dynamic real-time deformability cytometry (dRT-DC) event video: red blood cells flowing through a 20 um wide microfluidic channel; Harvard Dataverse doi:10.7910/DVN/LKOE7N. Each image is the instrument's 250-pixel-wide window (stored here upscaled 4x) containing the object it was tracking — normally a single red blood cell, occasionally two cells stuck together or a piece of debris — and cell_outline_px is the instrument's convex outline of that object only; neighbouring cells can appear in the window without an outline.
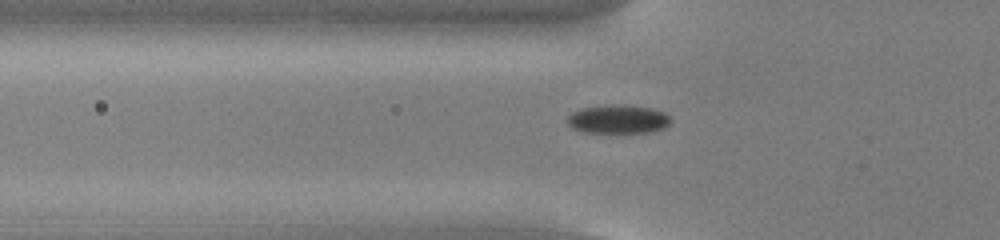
{"species": "common noctule bat (a hibernating species)", "species_latin": "Nyctalus noctula", "temperature_condition": "cold", "stored_images_in_passage": 55, "camera_frame_rate_fps": 3000, "um_per_image_px": 0.085, "animal": {"sex": "male", "body_mass_g": 13.0, "forearm_length_mm": 53.1}, "frame": {"image": 1, "passage_image": 20, "time_ms": 6.333, "image_size_px": [1000, 240], "cell_outline_px": [[672, 120], [664, 128], [648, 132], [584, 132], [572, 128], [568, 124], [568, 116], [572, 112], [580, 108], [624, 104], [652, 108], [664, 112]], "centroid_in_image_um": [52.54, 10.12], "position_along_channel_um": 73.3, "area_um2": 17.11}}
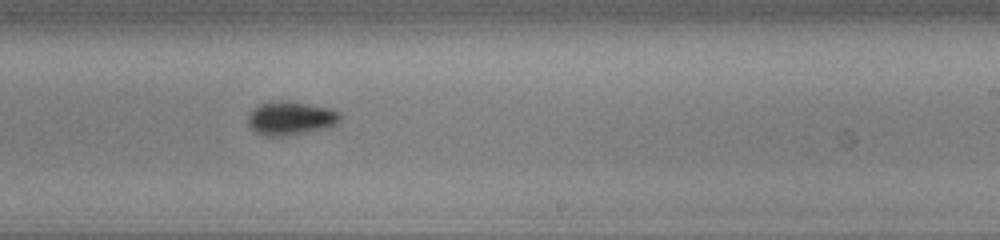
{"frame": {"image": 2, "passage_image": 35, "time_ms": 11.333, "image_size_px": [1000, 240], "cell_outline_px": [[340, 120], [328, 128], [288, 136], [264, 136], [256, 132], [248, 124], [248, 116], [252, 108], [260, 104], [272, 100], [280, 100], [308, 104], [332, 108], [340, 112]], "centroid_in_image_um": [24.7, 10.05], "position_along_channel_um": 264.3, "area_um2": 18.26}}
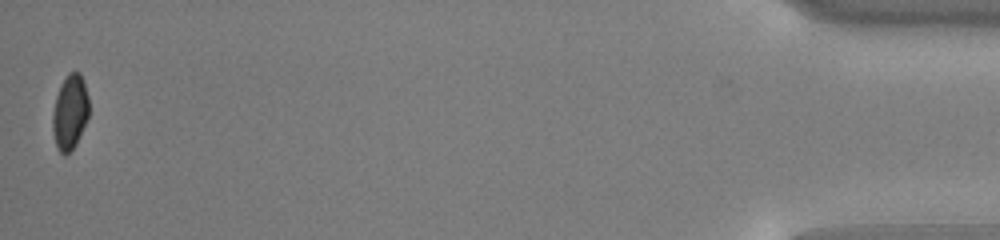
{"frame": {"image": 3, "passage_image": 55, "time_ms": 18.0, "image_size_px": [1000, 240], "cell_outline_px": [[88, 116], [76, 144], [64, 156], [60, 152], [56, 144], [52, 128], [52, 116], [56, 96], [60, 84], [68, 72], [80, 72], [84, 80], [88, 96]], "centroid_in_image_um": [5.94, 9.49], "position_along_channel_um": 429.3, "area_um2": 15.78}, "authors_computed_cell_mechanics": {"area_um2": 16.6464, "velocity_mm_per_s": 3.8303, "shape_relaxation_time_tau1_ms": 3.4873, "shape_relaxation_time_tau2_ms": null, "deformation_change_tau1": 0.0972, "deformation_change_tau2": null}}